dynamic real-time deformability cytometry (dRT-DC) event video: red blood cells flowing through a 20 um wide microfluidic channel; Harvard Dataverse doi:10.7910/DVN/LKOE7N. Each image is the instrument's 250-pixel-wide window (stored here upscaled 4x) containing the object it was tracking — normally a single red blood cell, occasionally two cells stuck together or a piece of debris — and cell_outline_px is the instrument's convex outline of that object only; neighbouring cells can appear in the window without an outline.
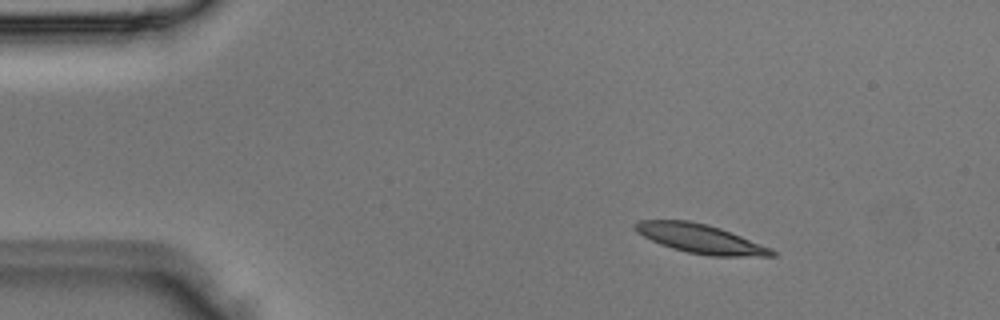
{"species": "Egyptian fruit bat (a non-hibernating species)", "species_latin": "Rousettus aegyptiacus", "temperature_condition": "room temperature", "stored_images_in_passage": 3, "camera_frame_rate_fps": 3000, "um_per_image_px": 0.085, "animal": {"sex": "male"}, "frame": {"image": 1, "passage_image": 1, "time_ms": 0.0, "image_size_px": [1000, 320], "cell_outline_px": [[776, 256], [708, 256], [688, 252], [672, 248], [660, 244], [636, 232], [632, 228], [632, 224], [640, 220], [688, 220], [708, 224], [720, 228], [772, 248], [776, 252]], "centroid_in_image_um": [59.51, 20.28], "position_along_channel_um": 25.5, "area_um2": 23.18}}
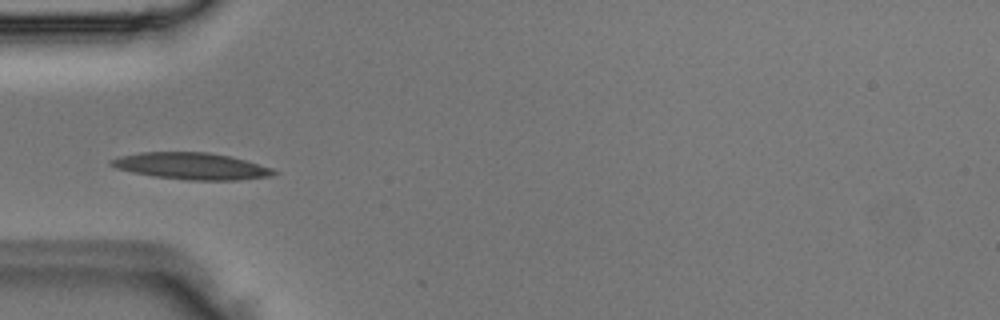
{"frame": {"image": 2, "passage_image": 3, "time_ms": 0.667, "image_size_px": [1000, 320], "cell_outline_px": [[280, 172], [272, 176], [236, 180], [188, 180], [152, 176], [132, 172], [116, 168], [108, 164], [108, 160], [120, 156], [140, 152], [208, 152], [228, 156], [244, 160], [272, 168]], "centroid_in_image_um": [16.24, 14.12], "position_along_channel_um": 68.8, "area_um2": 25.32}}